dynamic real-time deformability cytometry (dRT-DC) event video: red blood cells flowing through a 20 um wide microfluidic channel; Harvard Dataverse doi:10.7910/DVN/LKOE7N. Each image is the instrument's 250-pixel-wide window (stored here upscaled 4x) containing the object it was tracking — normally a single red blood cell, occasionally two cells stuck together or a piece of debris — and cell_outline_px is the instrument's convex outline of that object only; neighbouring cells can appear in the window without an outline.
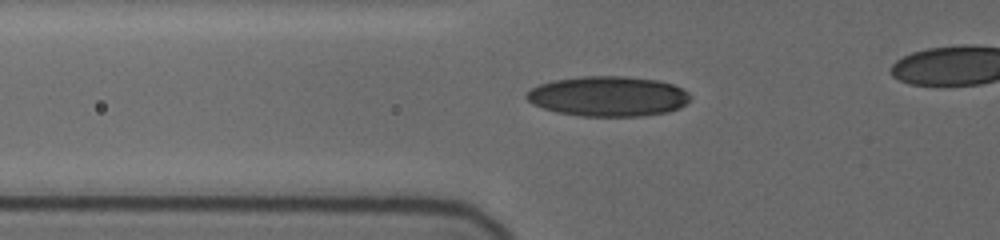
{"species": "human", "species_latin": "Homo sapiens", "temperature_condition": "cold", "stored_images_in_passage": 38, "camera_frame_rate_fps": 3000, "um_per_image_px": 0.085, "donor": {"sex": "female"}, "frame": {"image": 1, "passage_image": 2, "time_ms": 0.333, "image_size_px": [1000, 240], "cell_outline_px": [[692, 96], [680, 108], [668, 112], [640, 116], [580, 116], [556, 112], [532, 104], [524, 96], [532, 88], [540, 84], [552, 80], [580, 76], [628, 76], [656, 80], [672, 84], [684, 88]], "centroid_in_image_um": [51.7, 8.18], "position_along_channel_um": 74.1, "area_um2": 38.44}}
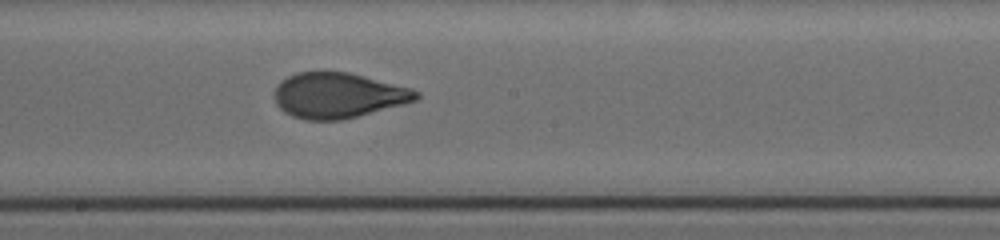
{"frame": {"image": 2, "passage_image": 20, "time_ms": 4.333, "image_size_px": [1000, 240], "cell_outline_px": [[420, 96], [416, 100], [404, 104], [340, 120], [304, 120], [292, 116], [284, 112], [276, 104], [272, 96], [272, 92], [276, 84], [280, 80], [296, 72], [348, 72], [412, 88], [420, 92]], "centroid_in_image_um": [28.68, 8.1], "position_along_channel_um": 219.5, "area_um2": 37.69}}
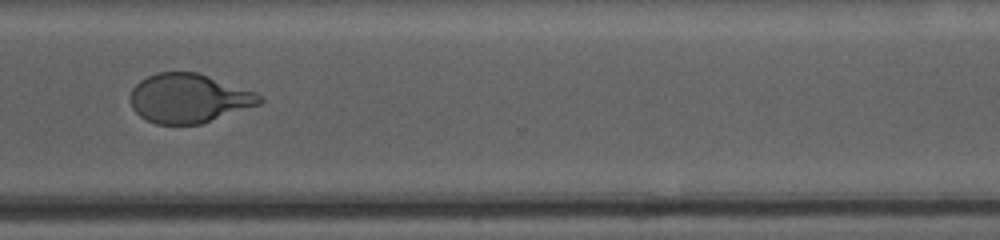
{"frame": {"image": 3, "passage_image": 37, "time_ms": 8.0, "image_size_px": [1000, 240], "cell_outline_px": [[264, 100], [260, 104], [200, 124], [156, 124], [140, 116], [132, 108], [132, 88], [140, 80], [156, 72], [196, 72], [256, 92]], "centroid_in_image_um": [16.04, 8.35], "position_along_channel_um": 354.6, "area_um2": 36.59}}